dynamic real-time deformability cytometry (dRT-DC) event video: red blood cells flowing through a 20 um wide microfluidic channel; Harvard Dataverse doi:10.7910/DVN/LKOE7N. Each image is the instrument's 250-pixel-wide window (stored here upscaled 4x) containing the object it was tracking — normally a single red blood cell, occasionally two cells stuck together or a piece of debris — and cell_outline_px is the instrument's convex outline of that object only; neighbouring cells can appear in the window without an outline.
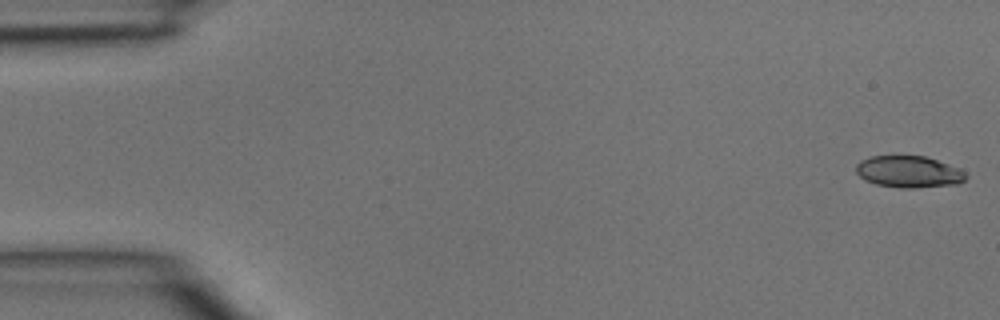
{"species": "common noctule bat (a hibernating species)", "species_latin": "Nyctalus noctula", "temperature_condition": "room temperature", "stored_images_in_passage": 4, "camera_frame_rate_fps": 3000, "um_per_image_px": 0.085, "animal": {"sex": "male", "body_mass_g": 15.6}, "frame": {"image": 1, "passage_image": 1, "time_ms": 0.0, "image_size_px": [1000, 320], "cell_outline_px": [[968, 176], [964, 180], [956, 184], [912, 188], [904, 188], [876, 184], [864, 180], [856, 172], [856, 164], [860, 160], [872, 156], [924, 156], [960, 168]], "centroid_in_image_um": [77.23, 14.6], "position_along_channel_um": 7.8, "area_um2": 20.17}}